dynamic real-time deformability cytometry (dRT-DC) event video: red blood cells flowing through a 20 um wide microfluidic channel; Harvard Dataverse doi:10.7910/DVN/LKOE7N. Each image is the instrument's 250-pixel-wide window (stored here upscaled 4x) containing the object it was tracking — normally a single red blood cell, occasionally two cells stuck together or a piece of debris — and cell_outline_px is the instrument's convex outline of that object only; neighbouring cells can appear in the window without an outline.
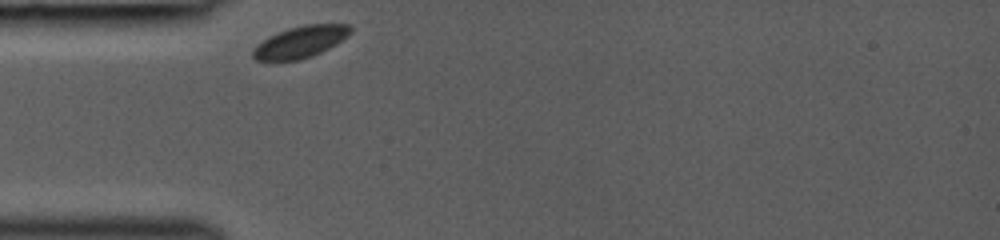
{"species": "common noctule bat (a hibernating species)", "species_latin": "Nyctalus noctula", "temperature_condition": "room temperature", "stored_images_in_passage": 27, "camera_frame_rate_fps": 3000, "um_per_image_px": 0.085, "animal": {"sex": "female", "body_mass_g": 19.0, "forearm_length_mm": 53.3}, "frame": {"image": 1, "passage_image": 1, "time_ms": 0.0, "image_size_px": [1000, 240], "cell_outline_px": [[352, 28], [340, 40], [328, 48], [320, 52], [300, 60], [256, 60], [252, 56], [252, 48], [256, 44], [268, 36], [276, 32], [288, 28], [304, 24], [348, 24]], "centroid_in_image_um": [25.44, 3.55], "position_along_channel_um": 59.6, "area_um2": 17.74}}
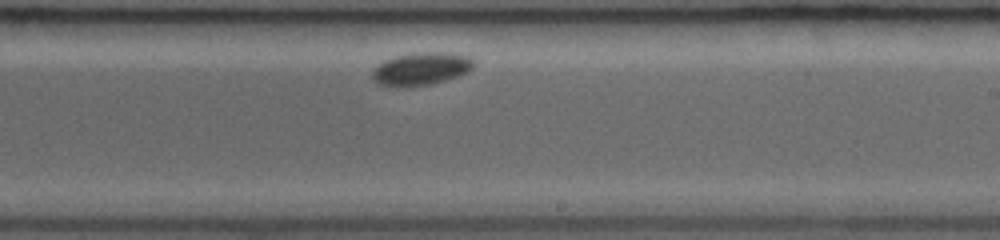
{"frame": {"image": 2, "passage_image": 16, "time_ms": 5.0, "image_size_px": [1000, 240], "cell_outline_px": [[476, 64], [468, 72], [432, 84], [408, 88], [396, 88], [380, 84], [372, 76], [372, 68], [384, 60], [396, 56], [412, 52], [448, 52], [472, 56]], "centroid_in_image_um": [35.8, 5.85], "position_along_channel_um": 253.2, "area_um2": 19.88}}
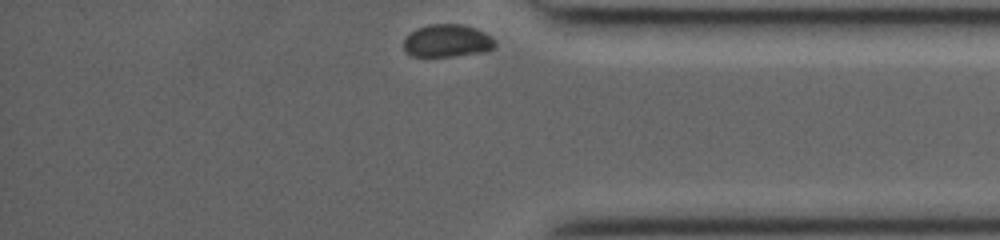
{"frame": {"image": 3, "passage_image": 27, "time_ms": 8.667, "image_size_px": [1000, 240], "cell_outline_px": [[496, 48], [484, 52], [452, 56], [412, 56], [404, 48], [404, 40], [412, 32], [420, 28], [432, 24], [460, 24], [476, 28], [492, 36], [496, 40]], "centroid_in_image_um": [38.1, 3.47], "position_along_channel_um": 397.1, "area_um2": 17.28}}